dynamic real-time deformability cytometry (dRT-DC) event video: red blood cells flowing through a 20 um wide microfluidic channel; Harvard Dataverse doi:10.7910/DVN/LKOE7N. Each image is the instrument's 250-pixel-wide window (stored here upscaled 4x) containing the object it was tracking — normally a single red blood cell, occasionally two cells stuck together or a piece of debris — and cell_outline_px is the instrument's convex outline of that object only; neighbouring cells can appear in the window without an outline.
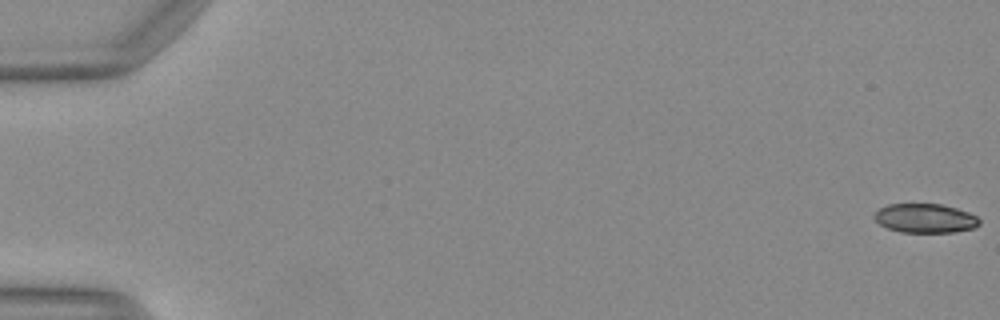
{"species": "Egyptian fruit bat (a non-hibernating species)", "species_latin": "Rousettus aegyptiacus", "temperature_condition": "warm", "stored_images_in_passage": 51, "camera_frame_rate_fps": 3000, "um_per_image_px": 0.085, "animal": {"sex": "female"}, "frame": {"image": 1, "passage_image": 1, "time_ms": 0.0, "image_size_px": [1000, 320], "cell_outline_px": [[980, 224], [976, 228], [956, 232], [900, 232], [888, 228], [880, 224], [872, 216], [880, 208], [888, 204], [940, 204], [956, 208], [968, 212], [976, 216], [980, 220]], "centroid_in_image_um": [78.66, 18.56], "position_along_channel_um": 6.3, "area_um2": 17.86}}
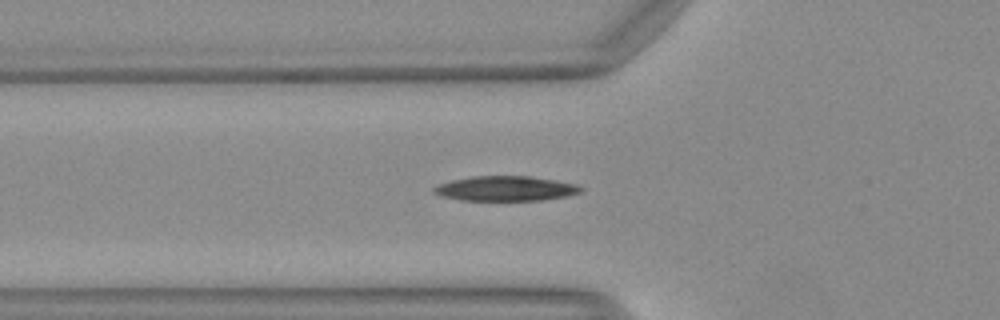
{"frame": {"image": 2, "passage_image": 19, "time_ms": 6.0, "image_size_px": [1000, 320], "cell_outline_px": [[584, 188], [580, 192], [568, 196], [544, 200], [460, 200], [440, 196], [432, 192], [432, 188], [440, 184], [452, 180], [472, 176], [528, 176], [576, 184]], "centroid_in_image_um": [42.95, 16.03], "position_along_channel_um": 82.8, "area_um2": 21.21}}
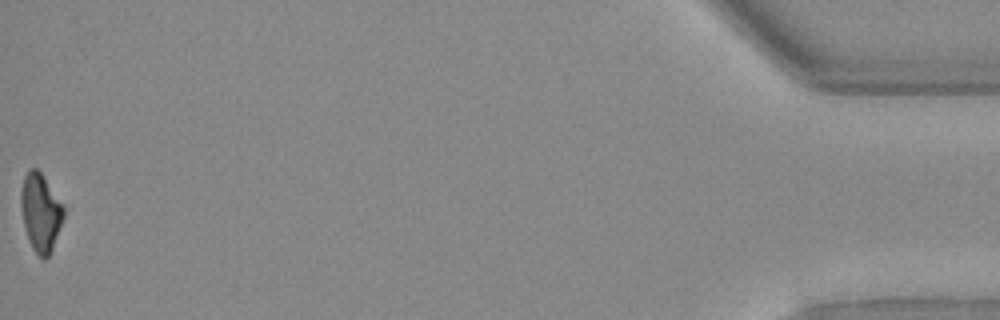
{"frame": {"image": 3, "passage_image": 51, "time_ms": 16.667, "image_size_px": [1000, 320], "cell_outline_px": [[68, 208], [52, 248], [48, 256], [44, 260], [32, 248], [28, 240], [24, 224], [20, 204], [20, 192], [24, 176], [28, 168], [36, 168], [40, 172]], "centroid_in_image_um": [3.48, 18.01], "position_along_channel_um": 431.7, "area_um2": 19.71}, "authors_computed_cell_mechanics": {"area_um2": 20.6346, "velocity_mm_per_s": 4.152, "shape_relaxation_time_tau1_ms": 4.9912, "shape_relaxation_time_tau2_ms": null, "deformation_change_tau1": 0.1886, "deformation_change_tau2": null}}